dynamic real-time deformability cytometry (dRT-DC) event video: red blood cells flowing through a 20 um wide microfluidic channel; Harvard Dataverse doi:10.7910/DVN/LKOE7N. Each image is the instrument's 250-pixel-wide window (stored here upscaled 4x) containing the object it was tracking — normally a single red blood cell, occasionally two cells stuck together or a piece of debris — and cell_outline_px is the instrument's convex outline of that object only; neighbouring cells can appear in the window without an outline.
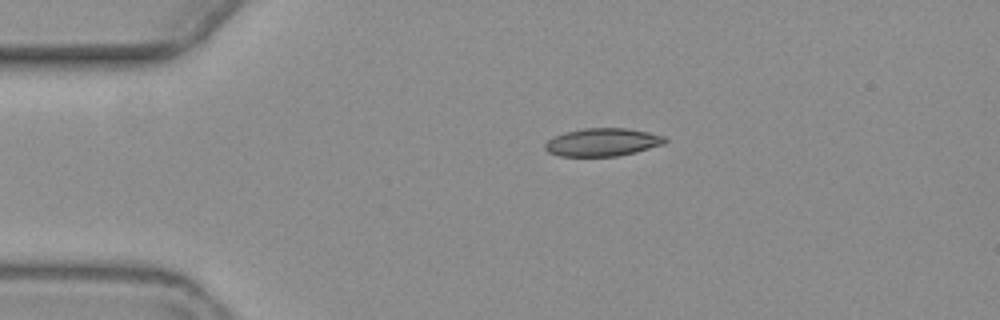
{"species": "common noctule bat (a hibernating species)", "species_latin": "Nyctalus noctula", "temperature_condition": "warm", "stored_images_in_passage": 4, "camera_frame_rate_fps": 3000, "um_per_image_px": 0.085, "animal": {"sex": "female", "body_mass_g": 19.3, "forearm_length_mm": 54.1}, "frame": {"image": 1, "passage_image": 1, "time_ms": 0.0, "image_size_px": [1000, 320], "cell_outline_px": [[668, 140], [664, 144], [636, 152], [616, 156], [560, 156], [548, 152], [544, 148], [544, 144], [548, 140], [564, 132], [584, 128], [628, 128], [648, 132], [664, 136]], "centroid_in_image_um": [51.22, 12.08], "position_along_channel_um": 33.8, "area_um2": 19.54}}
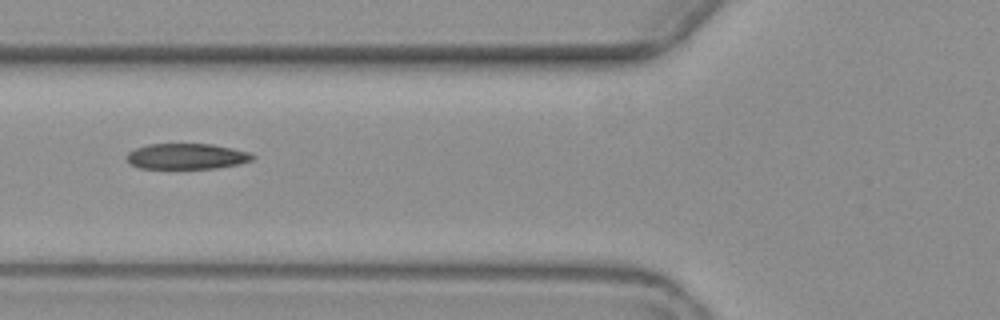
{"frame": {"image": 2, "passage_image": 3, "time_ms": 3.333, "image_size_px": [1000, 320], "cell_outline_px": [[256, 156], [252, 160], [240, 164], [216, 168], [140, 168], [128, 164], [124, 156], [128, 152], [136, 148], [148, 144], [212, 144], [232, 148], [248, 152]], "centroid_in_image_um": [15.83, 13.29], "position_along_channel_um": 110.0, "area_um2": 18.96}}
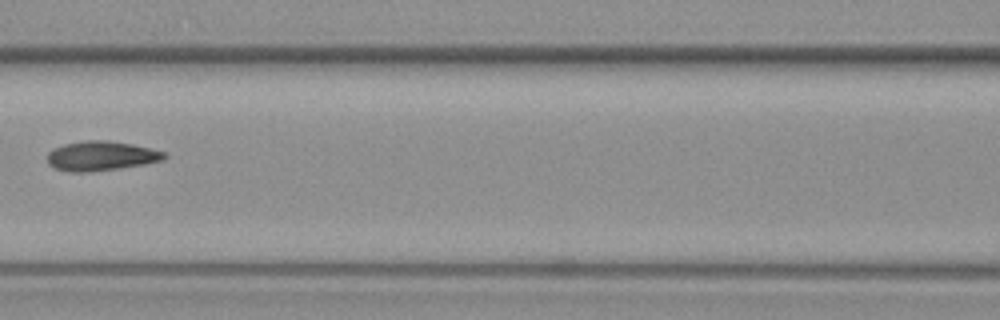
{"frame": {"image": 3, "passage_image": 4, "time_ms": 4.667, "image_size_px": [1000, 320], "cell_outline_px": [[168, 156], [164, 160], [144, 164], [92, 172], [68, 172], [56, 168], [48, 164], [48, 152], [52, 148], [64, 144], [84, 140], [108, 140], [132, 144], [164, 152]], "centroid_in_image_um": [8.57, 13.25], "position_along_channel_um": 158.0, "area_um2": 20.17}}